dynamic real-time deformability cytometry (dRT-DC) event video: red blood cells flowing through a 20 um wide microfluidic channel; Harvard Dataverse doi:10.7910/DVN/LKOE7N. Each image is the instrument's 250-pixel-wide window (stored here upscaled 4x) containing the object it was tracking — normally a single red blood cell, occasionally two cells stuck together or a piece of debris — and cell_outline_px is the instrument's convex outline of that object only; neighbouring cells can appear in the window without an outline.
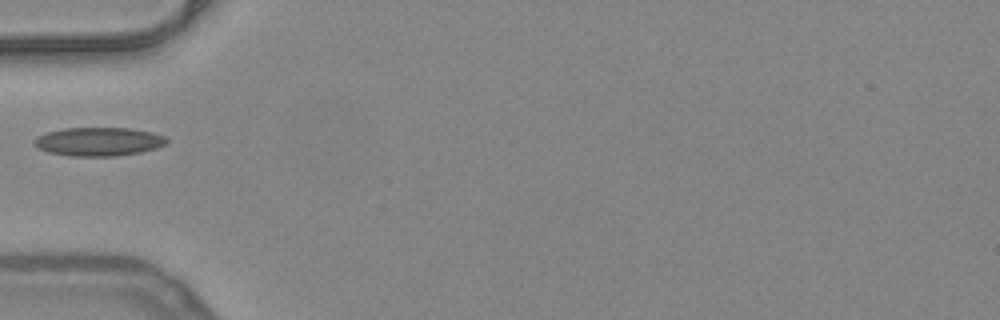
{"species": "common noctule bat (a hibernating species)", "species_latin": "Nyctalus noctula", "temperature_condition": "warm", "stored_images_in_passage": 35, "camera_frame_rate_fps": 3000, "um_per_image_px": 0.085, "animal": {"sex": "female", "body_mass_g": 24.6, "forearm_length_mm": 56.2}, "frame": {"image": 1, "passage_image": 1, "time_ms": 0.0, "image_size_px": [1000, 320], "cell_outline_px": [[168, 144], [156, 148], [140, 152], [116, 156], [68, 156], [48, 152], [32, 144], [32, 140], [48, 132], [64, 128], [128, 128], [152, 132], [164, 136], [168, 140]], "centroid_in_image_um": [8.4, 12.04], "position_along_channel_um": 76.6, "area_um2": 22.08}}
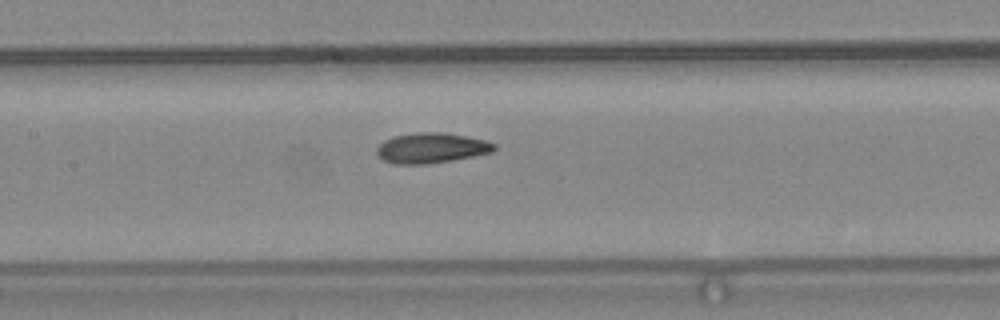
{"frame": {"image": 2, "passage_image": 8, "time_ms": 2.333, "image_size_px": [1000, 320], "cell_outline_px": [[496, 148], [492, 152], [452, 160], [424, 164], [396, 164], [384, 160], [376, 152], [376, 148], [384, 140], [396, 136], [416, 132], [444, 132], [484, 140], [496, 144]], "centroid_in_image_um": [36.66, 12.57], "position_along_channel_um": 170.7, "area_um2": 20.46}}
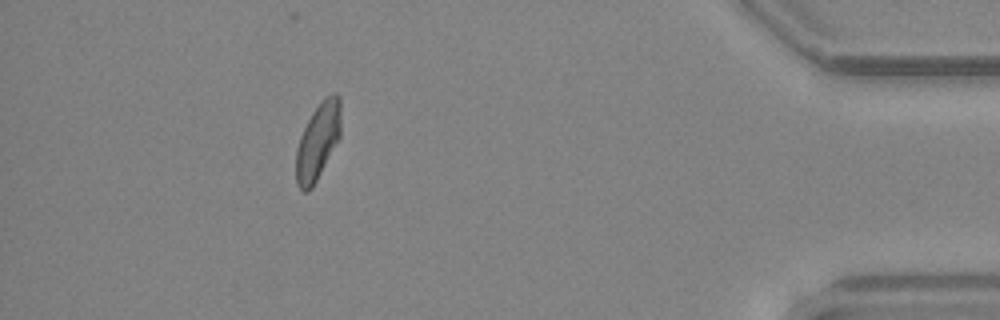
{"frame": {"image": 3, "passage_image": 30, "time_ms": 9.667, "image_size_px": [1000, 320], "cell_outline_px": [[340, 136], [312, 188], [308, 192], [304, 192], [296, 184], [296, 148], [300, 136], [312, 112], [320, 100], [324, 96], [332, 92], [336, 92], [340, 96]], "centroid_in_image_um": [27.01, 11.97], "position_along_channel_um": 408.2, "area_um2": 20.06}}